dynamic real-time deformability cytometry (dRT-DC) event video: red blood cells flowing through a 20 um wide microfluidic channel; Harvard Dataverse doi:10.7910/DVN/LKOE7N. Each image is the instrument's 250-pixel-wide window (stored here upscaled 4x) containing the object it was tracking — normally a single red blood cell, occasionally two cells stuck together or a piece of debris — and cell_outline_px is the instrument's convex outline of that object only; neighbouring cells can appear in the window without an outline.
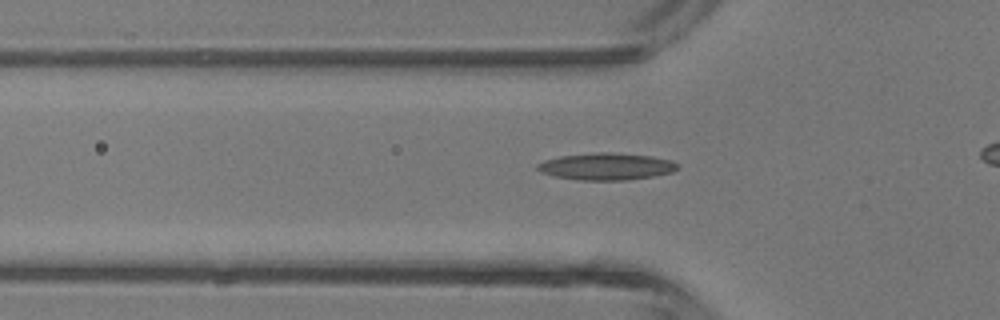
{"species": "common noctule bat (a hibernating species)", "species_latin": "Nyctalus noctula", "temperature_condition": "room temperature", "stored_images_in_passage": 32, "camera_frame_rate_fps": 3000, "um_per_image_px": 0.085, "animal": {"sex": "male", "body_mass_g": 13.3}, "frame": {"image": 1, "passage_image": 10, "time_ms": 3.0, "image_size_px": [1000, 320], "cell_outline_px": [[680, 168], [672, 172], [652, 176], [628, 180], [580, 180], [552, 176], [540, 172], [536, 168], [536, 164], [544, 160], [560, 156], [596, 152], [612, 152], [652, 156], [672, 160], [680, 164]], "centroid_in_image_um": [51.55, 14.14], "position_along_channel_um": 74.3, "area_um2": 22.31}}
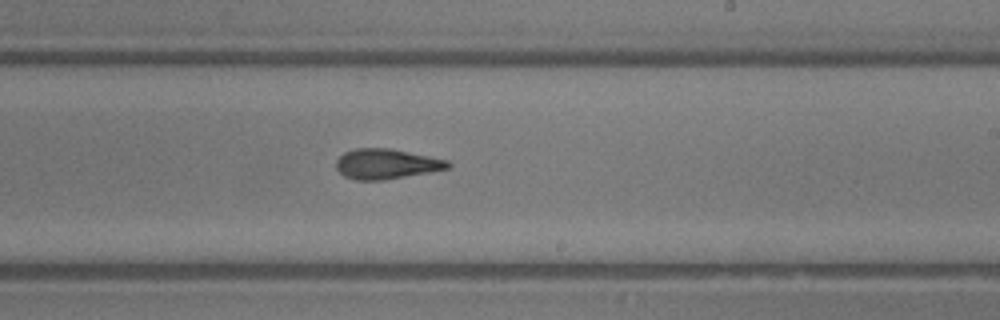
{"frame": {"image": 2, "passage_image": 22, "time_ms": 7.0, "image_size_px": [1000, 320], "cell_outline_px": [[452, 164], [448, 168], [428, 172], [384, 180], [356, 180], [344, 176], [336, 168], [336, 160], [344, 152], [356, 148], [388, 148], [448, 160]], "centroid_in_image_um": [32.81, 13.93], "position_along_channel_um": 256.2, "area_um2": 19.42}}
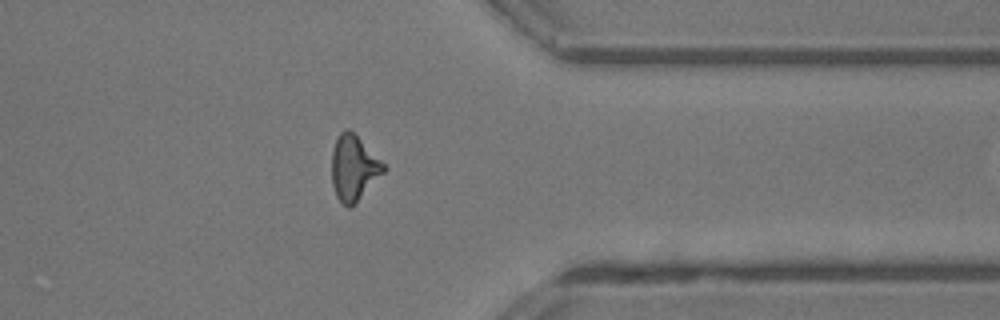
{"frame": {"image": 3, "passage_image": 31, "time_ms": 10.0, "image_size_px": [1000, 320], "cell_outline_px": [[388, 168], [356, 204], [348, 208], [336, 196], [332, 184], [332, 148], [340, 132], [344, 128], [348, 128]], "centroid_in_image_um": [30.06, 14.3], "position_along_channel_um": 381.3, "area_um2": 19.59}}